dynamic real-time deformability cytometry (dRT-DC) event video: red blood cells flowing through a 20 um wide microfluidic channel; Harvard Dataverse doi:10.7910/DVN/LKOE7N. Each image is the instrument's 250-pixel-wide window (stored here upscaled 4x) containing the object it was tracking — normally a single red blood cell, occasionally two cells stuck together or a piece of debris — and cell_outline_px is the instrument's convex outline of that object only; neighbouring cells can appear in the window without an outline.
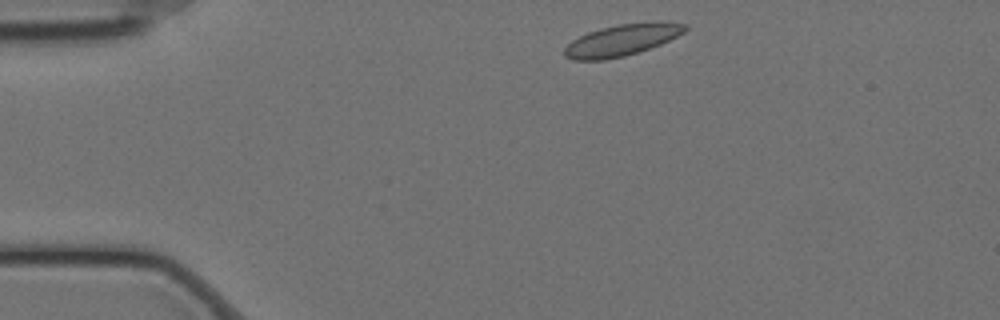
{"species": "Egyptian fruit bat (a non-hibernating species)", "species_latin": "Rousettus aegyptiacus", "temperature_condition": "cold", "stored_images_in_passage": 49, "camera_frame_rate_fps": 3000, "um_per_image_px": 0.085, "animal": {"sex": "female"}, "frame": {"image": 1, "passage_image": 2, "time_ms": 0.333, "image_size_px": [1000, 320], "cell_outline_px": [[688, 28], [684, 32], [660, 44], [624, 56], [604, 60], [572, 60], [564, 56], [564, 48], [572, 40], [588, 32], [600, 28], [620, 24], [656, 20], [668, 20], [688, 24]], "centroid_in_image_um": [52.9, 3.37], "position_along_channel_um": 32.1, "area_um2": 22.37}}
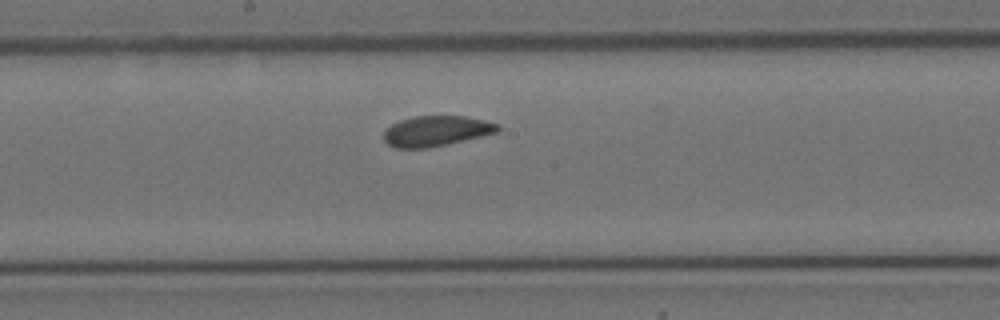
{"frame": {"image": 2, "passage_image": 22, "time_ms": 7.0, "image_size_px": [1000, 320], "cell_outline_px": [[500, 128], [496, 132], [480, 136], [428, 148], [396, 148], [388, 144], [384, 140], [384, 132], [392, 124], [400, 120], [416, 116], [464, 116], [484, 120], [500, 124]], "centroid_in_image_um": [37.06, 11.13], "position_along_channel_um": 211.1, "area_um2": 19.88}}
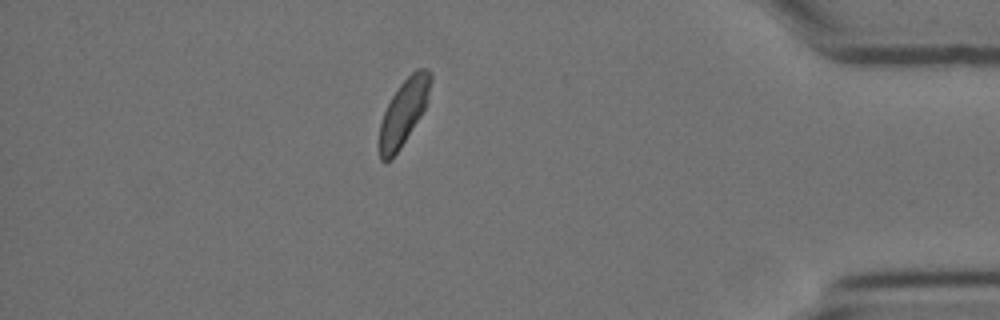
{"frame": {"image": 3, "passage_image": 42, "time_ms": 13.667, "image_size_px": [1000, 320], "cell_outline_px": [[432, 80], [428, 100], [420, 116], [400, 148], [388, 160], [380, 160], [380, 124], [384, 112], [392, 96], [400, 84], [416, 68], [428, 68], [432, 76]], "centroid_in_image_um": [34.34, 9.46], "position_along_channel_um": 400.9, "area_um2": 19.13}}